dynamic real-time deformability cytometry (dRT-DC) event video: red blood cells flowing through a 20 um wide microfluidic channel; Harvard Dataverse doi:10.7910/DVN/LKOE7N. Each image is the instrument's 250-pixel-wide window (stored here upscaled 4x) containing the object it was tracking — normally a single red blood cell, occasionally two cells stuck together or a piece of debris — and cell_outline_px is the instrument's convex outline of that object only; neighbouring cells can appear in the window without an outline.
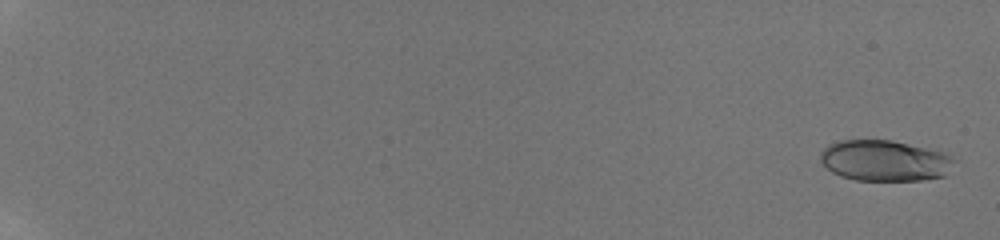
{"species": "human", "species_latin": "Homo sapiens", "temperature_condition": "room temperature", "stored_images_in_passage": 24, "camera_frame_rate_fps": 3000, "um_per_image_px": 0.085, "donor": {"sex": "male"}, "frame": {"image": 1, "passage_image": 2, "time_ms": 0.333, "image_size_px": [1000, 240], "cell_outline_px": [[952, 160], [944, 176], [924, 180], [856, 180], [840, 176], [832, 172], [820, 160], [820, 152], [828, 144], [840, 140], [892, 140], [944, 152]], "centroid_in_image_um": [75.13, 13.65], "position_along_channel_um": 9.9, "area_um2": 31.56}}
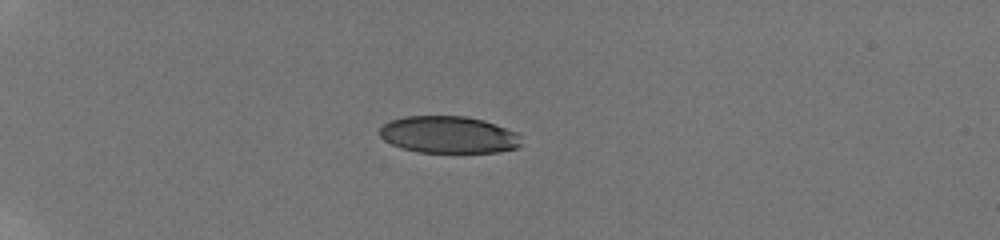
{"frame": {"image": 2, "passage_image": 17, "time_ms": 6.0, "image_size_px": [1000, 240], "cell_outline_px": [[524, 144], [520, 148], [496, 152], [416, 152], [392, 144], [384, 140], [380, 136], [380, 128], [388, 120], [404, 116], [468, 116], [484, 120], [496, 124], [516, 132], [520, 136]], "centroid_in_image_um": [38.17, 11.45], "position_along_channel_um": 46.8, "area_um2": 30.87}}
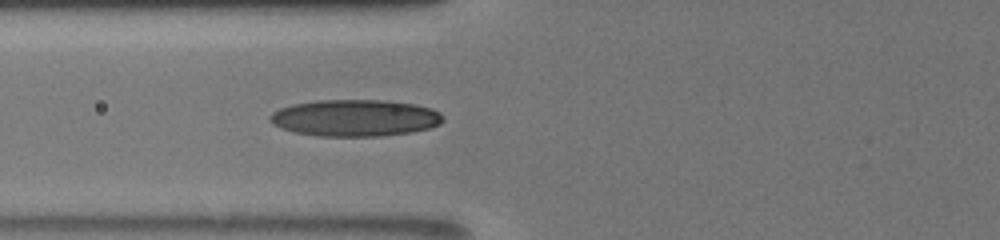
{"frame": {"image": 3, "passage_image": 24, "time_ms": 8.667, "image_size_px": [1000, 240], "cell_outline_px": [[444, 120], [440, 124], [428, 128], [412, 132], [380, 136], [316, 136], [296, 132], [280, 128], [272, 124], [268, 120], [268, 116], [272, 112], [280, 108], [292, 104], [316, 100], [380, 100], [416, 104], [432, 108], [440, 112], [444, 116]], "centroid_in_image_um": [30.17, 10.02], "position_along_channel_um": 95.6, "area_um2": 37.34}}